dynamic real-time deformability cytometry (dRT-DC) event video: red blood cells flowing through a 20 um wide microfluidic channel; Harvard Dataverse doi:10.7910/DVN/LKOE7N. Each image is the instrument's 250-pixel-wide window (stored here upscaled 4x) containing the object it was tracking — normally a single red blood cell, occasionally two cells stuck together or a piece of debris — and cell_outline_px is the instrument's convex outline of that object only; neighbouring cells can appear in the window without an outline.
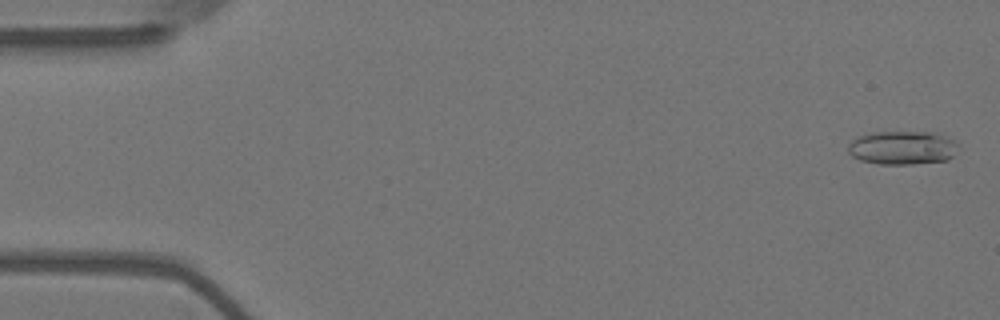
{"species": "Egyptian fruit bat (a non-hibernating species)", "species_latin": "Rousettus aegyptiacus", "temperature_condition": "warm", "stored_images_in_passage": 21, "camera_frame_rate_fps": 3000, "um_per_image_px": 0.085, "animal": {"sex": "female"}, "frame": {"image": 1, "passage_image": 2, "time_ms": 0.333, "image_size_px": [1000, 320], "cell_outline_px": [[956, 144], [952, 156], [948, 160], [912, 164], [876, 164], [860, 160], [852, 156], [848, 152], [848, 144], [852, 140], [860, 136], [872, 132], [928, 132], [956, 140]], "centroid_in_image_um": [76.65, 12.57], "position_along_channel_um": 8.4, "area_um2": 21.39}}
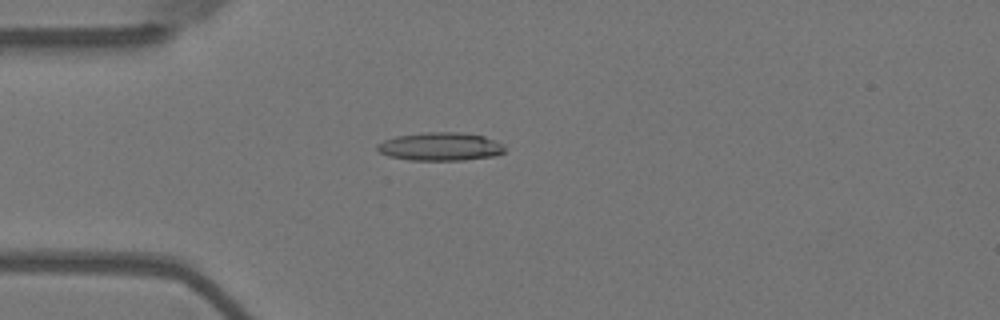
{"frame": {"image": 2, "passage_image": 15, "time_ms": 4.667, "image_size_px": [1000, 320], "cell_outline_px": [[504, 152], [496, 156], [464, 160], [408, 160], [388, 156], [380, 152], [376, 148], [376, 144], [384, 140], [396, 136], [424, 132], [460, 132], [484, 136], [504, 144]], "centroid_in_image_um": [37.43, 12.46], "position_along_channel_um": 47.6, "area_um2": 21.15}}
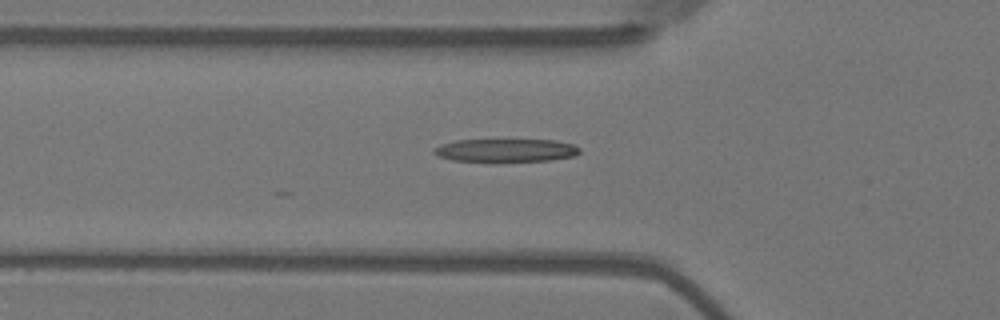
{"frame": {"image": 3, "passage_image": 19, "time_ms": 6.0, "image_size_px": [1000, 320], "cell_outline_px": [[580, 152], [576, 156], [552, 160], [500, 164], [492, 164], [452, 160], [440, 156], [432, 152], [432, 148], [440, 144], [456, 140], [556, 140], [572, 144], [580, 148]], "centroid_in_image_um": [42.98, 12.83], "position_along_channel_um": 82.8, "area_um2": 20.75}}